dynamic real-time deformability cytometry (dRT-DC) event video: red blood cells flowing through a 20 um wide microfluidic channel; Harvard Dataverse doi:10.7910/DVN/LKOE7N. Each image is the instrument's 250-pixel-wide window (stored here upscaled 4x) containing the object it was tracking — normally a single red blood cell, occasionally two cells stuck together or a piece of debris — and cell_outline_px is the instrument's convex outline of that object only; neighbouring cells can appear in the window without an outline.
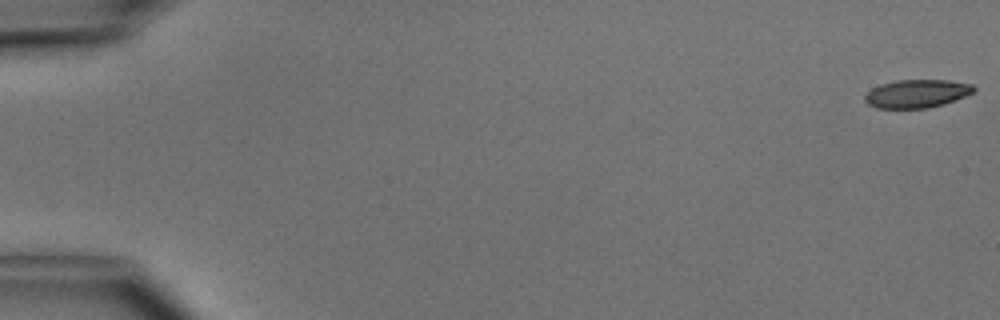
{"species": "common noctule bat (a hibernating species)", "species_latin": "Nyctalus noctula", "temperature_condition": "cold", "stored_images_in_passage": 8, "camera_frame_rate_fps": 3000, "um_per_image_px": 0.085, "animal": {"sex": "male", "body_mass_g": 15.6}, "frame": {"image": 1, "passage_image": 1, "time_ms": 0.0, "image_size_px": [1000, 320], "cell_outline_px": [[976, 92], [944, 104], [928, 108], [876, 108], [868, 104], [864, 100], [864, 96], [872, 88], [880, 84], [896, 80], [948, 80], [972, 84], [976, 88]], "centroid_in_image_um": [77.95, 7.96], "position_along_channel_um": 7.1, "area_um2": 18.03}}